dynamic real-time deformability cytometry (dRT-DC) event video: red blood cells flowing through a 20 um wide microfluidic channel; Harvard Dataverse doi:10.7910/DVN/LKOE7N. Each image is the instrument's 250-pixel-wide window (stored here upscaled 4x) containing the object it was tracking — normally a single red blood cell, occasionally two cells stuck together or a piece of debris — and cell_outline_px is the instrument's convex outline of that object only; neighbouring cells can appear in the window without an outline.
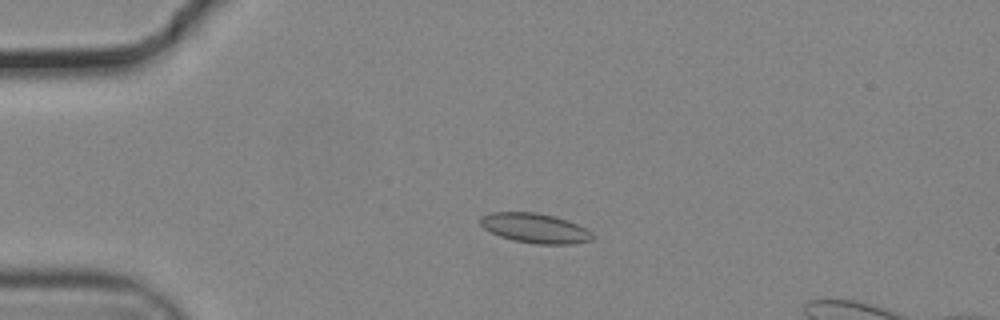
{"species": "common noctule bat (a hibernating species)", "species_latin": "Nyctalus noctula", "temperature_condition": "cold", "stored_images_in_passage": 54, "camera_frame_rate_fps": 3000, "um_per_image_px": 0.085, "animal": {"sex": "male", "body_mass_g": 19.2, "forearm_length_mm": 51.8}, "frame": {"image": 1, "passage_image": 14, "time_ms": 4.333, "image_size_px": [1000, 320], "cell_outline_px": [[592, 240], [572, 244], [536, 244], [512, 240], [500, 236], [484, 228], [480, 224], [480, 216], [492, 212], [536, 212], [552, 216], [576, 224], [592, 232]], "centroid_in_image_um": [45.44, 19.4], "position_along_channel_um": 39.6, "area_um2": 19.19}}
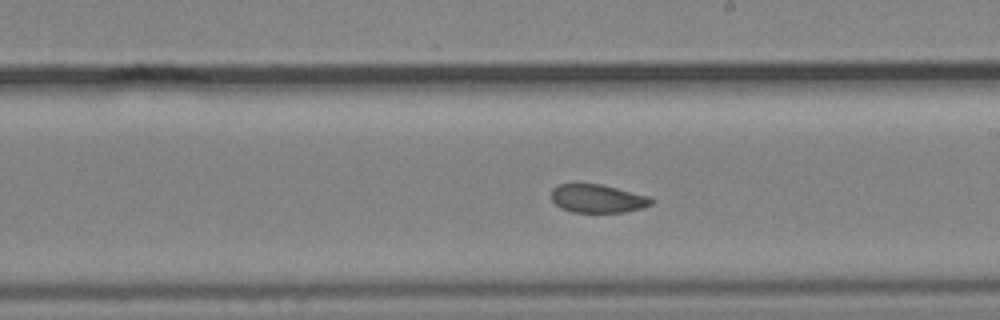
{"frame": {"image": 2, "passage_image": 33, "time_ms": 10.667, "image_size_px": [1000, 320], "cell_outline_px": [[652, 204], [644, 208], [624, 212], [572, 212], [560, 208], [552, 200], [552, 188], [556, 184], [600, 184], [648, 196], [652, 200]], "centroid_in_image_um": [50.77, 16.88], "position_along_channel_um": 238.2, "area_um2": 16.42}}
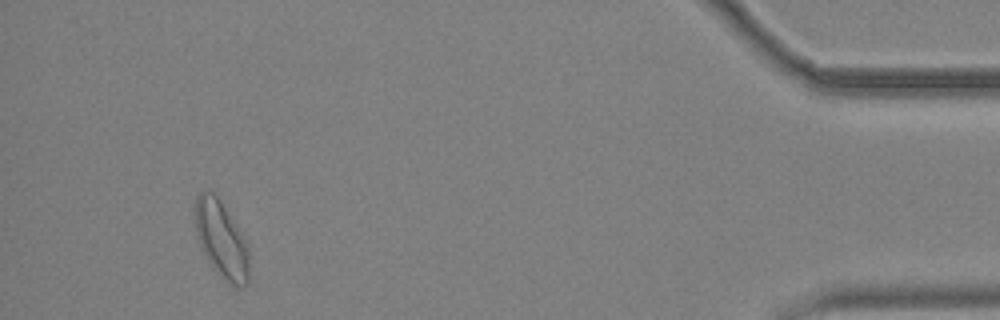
{"frame": {"image": 3, "passage_image": 53, "time_ms": 17.333, "image_size_px": [1000, 320], "cell_outline_px": [[248, 284], [232, 284], [224, 280], [212, 268], [200, 248], [196, 232], [196, 196], [200, 192], [212, 192], [220, 200], [240, 232], [248, 248]], "centroid_in_image_um": [18.79, 20.38], "position_along_channel_um": 416.4, "area_um2": 23.52}}